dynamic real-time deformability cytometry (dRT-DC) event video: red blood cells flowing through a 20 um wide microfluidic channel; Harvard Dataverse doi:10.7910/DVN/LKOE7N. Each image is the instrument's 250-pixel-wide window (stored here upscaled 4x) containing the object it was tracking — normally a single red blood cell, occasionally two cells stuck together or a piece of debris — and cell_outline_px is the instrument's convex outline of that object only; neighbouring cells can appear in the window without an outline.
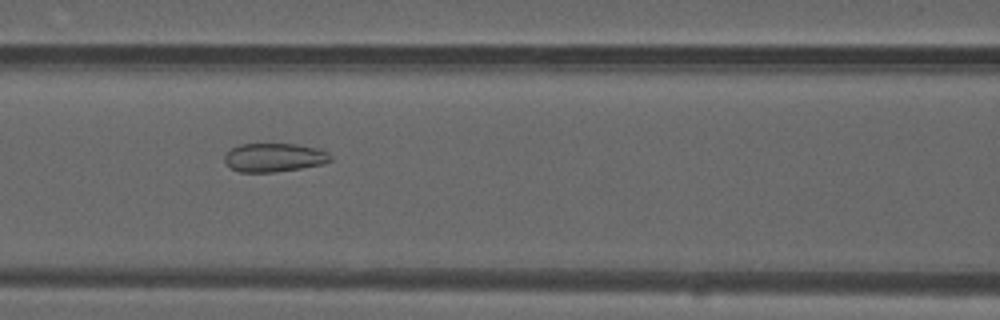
{"species": "common noctule bat (a hibernating species)", "species_latin": "Nyctalus noctula", "temperature_condition": "warm", "stored_images_in_passage": 37, "camera_frame_rate_fps": 3000, "um_per_image_px": 0.085, "animal": {"sex": "male", "forearm_length_mm": 52.5}, "frame": {"image": 1, "passage_image": 16, "time_ms": 5.0, "image_size_px": [1000, 320], "cell_outline_px": [[332, 160], [320, 164], [300, 168], [276, 172], [240, 172], [232, 168], [224, 160], [224, 156], [232, 148], [240, 144], [296, 144], [320, 148], [328, 152], [332, 156]], "centroid_in_image_um": [23.33, 13.38], "position_along_channel_um": 143.3, "area_um2": 17.63}}
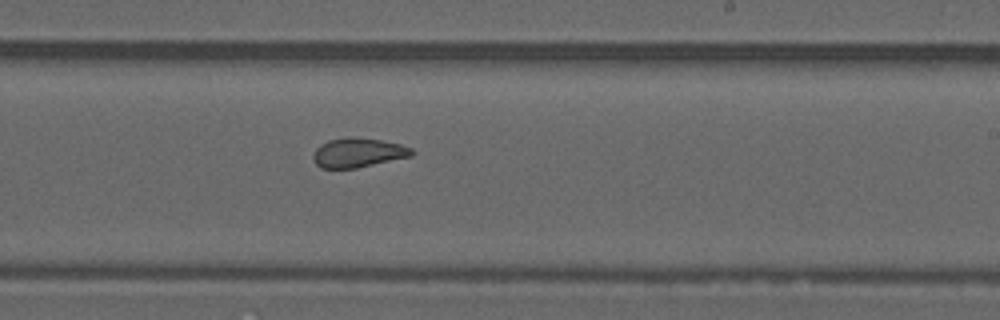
{"frame": {"image": 2, "passage_image": 25, "time_ms": 8.0, "image_size_px": [1000, 320], "cell_outline_px": [[416, 152], [412, 156], [356, 168], [320, 168], [312, 160], [312, 156], [316, 148], [320, 144], [328, 140], [348, 136], [352, 136], [380, 140], [400, 144], [412, 148]], "centroid_in_image_um": [30.42, 12.97], "position_along_channel_um": 258.6, "area_um2": 17.05}}
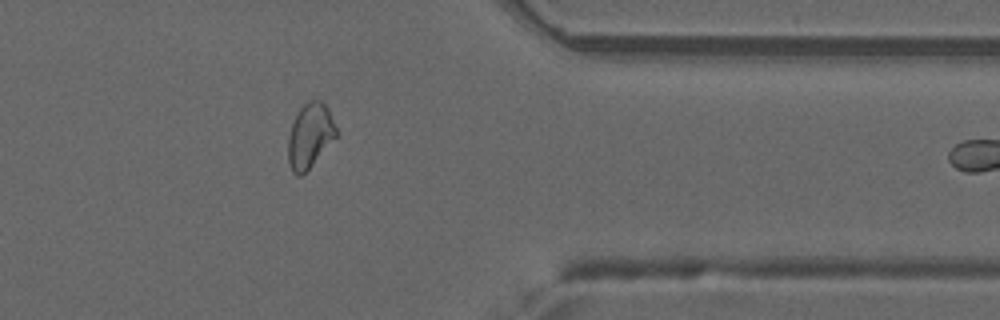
{"frame": {"image": 3, "passage_image": 36, "time_ms": 11.667, "image_size_px": [1000, 320], "cell_outline_px": [[336, 136], [312, 164], [300, 176], [296, 176], [292, 172], [288, 160], [288, 136], [292, 124], [300, 108], [308, 100], [320, 100], [328, 108], [336, 128]], "centroid_in_image_um": [26.32, 11.52], "position_along_channel_um": 385.1, "area_um2": 17.69}}